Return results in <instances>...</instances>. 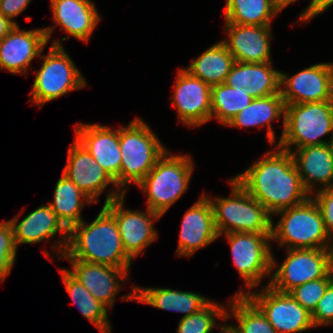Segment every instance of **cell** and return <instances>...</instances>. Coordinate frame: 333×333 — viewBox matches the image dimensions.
<instances>
[{
	"mask_svg": "<svg viewBox=\"0 0 333 333\" xmlns=\"http://www.w3.org/2000/svg\"><path fill=\"white\" fill-rule=\"evenodd\" d=\"M60 273L66 291L69 293L73 302L77 305L84 317L94 324L101 333H111L107 308L96 300L94 296L68 272L67 269L60 270Z\"/></svg>",
	"mask_w": 333,
	"mask_h": 333,
	"instance_id": "cell-29",
	"label": "cell"
},
{
	"mask_svg": "<svg viewBox=\"0 0 333 333\" xmlns=\"http://www.w3.org/2000/svg\"><path fill=\"white\" fill-rule=\"evenodd\" d=\"M280 94L285 105L331 100V63L312 65L292 77L280 72Z\"/></svg>",
	"mask_w": 333,
	"mask_h": 333,
	"instance_id": "cell-14",
	"label": "cell"
},
{
	"mask_svg": "<svg viewBox=\"0 0 333 333\" xmlns=\"http://www.w3.org/2000/svg\"><path fill=\"white\" fill-rule=\"evenodd\" d=\"M225 235L238 273L245 279L248 289L257 287L277 266L268 243L271 234L231 232Z\"/></svg>",
	"mask_w": 333,
	"mask_h": 333,
	"instance_id": "cell-10",
	"label": "cell"
},
{
	"mask_svg": "<svg viewBox=\"0 0 333 333\" xmlns=\"http://www.w3.org/2000/svg\"><path fill=\"white\" fill-rule=\"evenodd\" d=\"M271 26L226 23L229 39L222 40L236 62L265 63L270 60Z\"/></svg>",
	"mask_w": 333,
	"mask_h": 333,
	"instance_id": "cell-20",
	"label": "cell"
},
{
	"mask_svg": "<svg viewBox=\"0 0 333 333\" xmlns=\"http://www.w3.org/2000/svg\"><path fill=\"white\" fill-rule=\"evenodd\" d=\"M229 182L232 184V197H216L213 201L210 199L219 236L223 232L271 234L272 218L268 210L235 178Z\"/></svg>",
	"mask_w": 333,
	"mask_h": 333,
	"instance_id": "cell-3",
	"label": "cell"
},
{
	"mask_svg": "<svg viewBox=\"0 0 333 333\" xmlns=\"http://www.w3.org/2000/svg\"><path fill=\"white\" fill-rule=\"evenodd\" d=\"M31 0H1L0 13L14 25H18L12 18L24 11Z\"/></svg>",
	"mask_w": 333,
	"mask_h": 333,
	"instance_id": "cell-38",
	"label": "cell"
},
{
	"mask_svg": "<svg viewBox=\"0 0 333 333\" xmlns=\"http://www.w3.org/2000/svg\"><path fill=\"white\" fill-rule=\"evenodd\" d=\"M330 133L329 141L319 140ZM333 139V101L285 105L284 127L278 147L291 152L306 146L331 143Z\"/></svg>",
	"mask_w": 333,
	"mask_h": 333,
	"instance_id": "cell-5",
	"label": "cell"
},
{
	"mask_svg": "<svg viewBox=\"0 0 333 333\" xmlns=\"http://www.w3.org/2000/svg\"><path fill=\"white\" fill-rule=\"evenodd\" d=\"M235 179L272 215L307 201V191L288 150L276 147ZM272 153V154H271ZM271 154V155H270Z\"/></svg>",
	"mask_w": 333,
	"mask_h": 333,
	"instance_id": "cell-1",
	"label": "cell"
},
{
	"mask_svg": "<svg viewBox=\"0 0 333 333\" xmlns=\"http://www.w3.org/2000/svg\"><path fill=\"white\" fill-rule=\"evenodd\" d=\"M331 100L333 101V64H331Z\"/></svg>",
	"mask_w": 333,
	"mask_h": 333,
	"instance_id": "cell-43",
	"label": "cell"
},
{
	"mask_svg": "<svg viewBox=\"0 0 333 333\" xmlns=\"http://www.w3.org/2000/svg\"><path fill=\"white\" fill-rule=\"evenodd\" d=\"M246 295L265 315L277 333H299L314 327L311 313L303 308L290 293L263 287L261 293L238 291Z\"/></svg>",
	"mask_w": 333,
	"mask_h": 333,
	"instance_id": "cell-12",
	"label": "cell"
},
{
	"mask_svg": "<svg viewBox=\"0 0 333 333\" xmlns=\"http://www.w3.org/2000/svg\"><path fill=\"white\" fill-rule=\"evenodd\" d=\"M226 23L238 25L271 26L272 18L279 12L273 0H226Z\"/></svg>",
	"mask_w": 333,
	"mask_h": 333,
	"instance_id": "cell-30",
	"label": "cell"
},
{
	"mask_svg": "<svg viewBox=\"0 0 333 333\" xmlns=\"http://www.w3.org/2000/svg\"><path fill=\"white\" fill-rule=\"evenodd\" d=\"M119 143L122 155L120 190L126 193L123 191L125 183L138 185L167 149L140 118L119 128Z\"/></svg>",
	"mask_w": 333,
	"mask_h": 333,
	"instance_id": "cell-6",
	"label": "cell"
},
{
	"mask_svg": "<svg viewBox=\"0 0 333 333\" xmlns=\"http://www.w3.org/2000/svg\"><path fill=\"white\" fill-rule=\"evenodd\" d=\"M129 269L132 258L125 252L114 215L103 206L93 223L83 220L69 230L61 258Z\"/></svg>",
	"mask_w": 333,
	"mask_h": 333,
	"instance_id": "cell-2",
	"label": "cell"
},
{
	"mask_svg": "<svg viewBox=\"0 0 333 333\" xmlns=\"http://www.w3.org/2000/svg\"><path fill=\"white\" fill-rule=\"evenodd\" d=\"M296 0H273V4L278 12L284 9L287 5L295 2Z\"/></svg>",
	"mask_w": 333,
	"mask_h": 333,
	"instance_id": "cell-41",
	"label": "cell"
},
{
	"mask_svg": "<svg viewBox=\"0 0 333 333\" xmlns=\"http://www.w3.org/2000/svg\"><path fill=\"white\" fill-rule=\"evenodd\" d=\"M54 22L70 36L82 41L89 38L100 21V16L91 0H50Z\"/></svg>",
	"mask_w": 333,
	"mask_h": 333,
	"instance_id": "cell-23",
	"label": "cell"
},
{
	"mask_svg": "<svg viewBox=\"0 0 333 333\" xmlns=\"http://www.w3.org/2000/svg\"><path fill=\"white\" fill-rule=\"evenodd\" d=\"M219 237L210 198L205 194L185 213L177 248L178 256L192 255Z\"/></svg>",
	"mask_w": 333,
	"mask_h": 333,
	"instance_id": "cell-17",
	"label": "cell"
},
{
	"mask_svg": "<svg viewBox=\"0 0 333 333\" xmlns=\"http://www.w3.org/2000/svg\"><path fill=\"white\" fill-rule=\"evenodd\" d=\"M333 278H321L306 282L292 289L290 295L310 313L314 311Z\"/></svg>",
	"mask_w": 333,
	"mask_h": 333,
	"instance_id": "cell-34",
	"label": "cell"
},
{
	"mask_svg": "<svg viewBox=\"0 0 333 333\" xmlns=\"http://www.w3.org/2000/svg\"><path fill=\"white\" fill-rule=\"evenodd\" d=\"M333 5V0H311L308 7L300 15V20L307 21L316 15L324 12L327 8Z\"/></svg>",
	"mask_w": 333,
	"mask_h": 333,
	"instance_id": "cell-39",
	"label": "cell"
},
{
	"mask_svg": "<svg viewBox=\"0 0 333 333\" xmlns=\"http://www.w3.org/2000/svg\"><path fill=\"white\" fill-rule=\"evenodd\" d=\"M216 317L227 319V311L210 301L199 312L182 317L176 333H210L216 325Z\"/></svg>",
	"mask_w": 333,
	"mask_h": 333,
	"instance_id": "cell-33",
	"label": "cell"
},
{
	"mask_svg": "<svg viewBox=\"0 0 333 333\" xmlns=\"http://www.w3.org/2000/svg\"><path fill=\"white\" fill-rule=\"evenodd\" d=\"M271 62H234L225 84L241 90L253 98L280 93V71L273 69Z\"/></svg>",
	"mask_w": 333,
	"mask_h": 333,
	"instance_id": "cell-22",
	"label": "cell"
},
{
	"mask_svg": "<svg viewBox=\"0 0 333 333\" xmlns=\"http://www.w3.org/2000/svg\"><path fill=\"white\" fill-rule=\"evenodd\" d=\"M18 219L19 217H14L10 220L16 246L22 243H38L42 240L53 238L57 232H60L61 235L67 237L61 240L62 243L58 241L59 244L55 246V250L58 249V253L60 251L62 254L65 252L69 239V230L58 219L57 214L51 209L49 203L30 212L19 223Z\"/></svg>",
	"mask_w": 333,
	"mask_h": 333,
	"instance_id": "cell-21",
	"label": "cell"
},
{
	"mask_svg": "<svg viewBox=\"0 0 333 333\" xmlns=\"http://www.w3.org/2000/svg\"><path fill=\"white\" fill-rule=\"evenodd\" d=\"M280 221L271 226V240L288 249H332L327 245L332 239L326 230L320 209L312 196L305 202L277 211Z\"/></svg>",
	"mask_w": 333,
	"mask_h": 333,
	"instance_id": "cell-4",
	"label": "cell"
},
{
	"mask_svg": "<svg viewBox=\"0 0 333 333\" xmlns=\"http://www.w3.org/2000/svg\"><path fill=\"white\" fill-rule=\"evenodd\" d=\"M300 178L307 191L319 182L322 188L333 185V147L331 143L306 146L291 151Z\"/></svg>",
	"mask_w": 333,
	"mask_h": 333,
	"instance_id": "cell-24",
	"label": "cell"
},
{
	"mask_svg": "<svg viewBox=\"0 0 333 333\" xmlns=\"http://www.w3.org/2000/svg\"><path fill=\"white\" fill-rule=\"evenodd\" d=\"M72 270L68 272L77 279L105 307L112 308L115 296L121 290L118 280L127 279L129 269L69 259Z\"/></svg>",
	"mask_w": 333,
	"mask_h": 333,
	"instance_id": "cell-19",
	"label": "cell"
},
{
	"mask_svg": "<svg viewBox=\"0 0 333 333\" xmlns=\"http://www.w3.org/2000/svg\"><path fill=\"white\" fill-rule=\"evenodd\" d=\"M312 198L317 203L326 230L333 240V185L319 189L317 195L315 194Z\"/></svg>",
	"mask_w": 333,
	"mask_h": 333,
	"instance_id": "cell-37",
	"label": "cell"
},
{
	"mask_svg": "<svg viewBox=\"0 0 333 333\" xmlns=\"http://www.w3.org/2000/svg\"><path fill=\"white\" fill-rule=\"evenodd\" d=\"M62 174L93 202H98L97 197L109 183L116 185L111 176L76 139L68 149L67 164Z\"/></svg>",
	"mask_w": 333,
	"mask_h": 333,
	"instance_id": "cell-18",
	"label": "cell"
},
{
	"mask_svg": "<svg viewBox=\"0 0 333 333\" xmlns=\"http://www.w3.org/2000/svg\"><path fill=\"white\" fill-rule=\"evenodd\" d=\"M15 25L0 13V41L9 33Z\"/></svg>",
	"mask_w": 333,
	"mask_h": 333,
	"instance_id": "cell-40",
	"label": "cell"
},
{
	"mask_svg": "<svg viewBox=\"0 0 333 333\" xmlns=\"http://www.w3.org/2000/svg\"><path fill=\"white\" fill-rule=\"evenodd\" d=\"M235 60L226 45L220 41L192 61L186 71L210 86L225 83Z\"/></svg>",
	"mask_w": 333,
	"mask_h": 333,
	"instance_id": "cell-27",
	"label": "cell"
},
{
	"mask_svg": "<svg viewBox=\"0 0 333 333\" xmlns=\"http://www.w3.org/2000/svg\"><path fill=\"white\" fill-rule=\"evenodd\" d=\"M173 93V105L179 120L188 126H200L211 120V86L179 68Z\"/></svg>",
	"mask_w": 333,
	"mask_h": 333,
	"instance_id": "cell-15",
	"label": "cell"
},
{
	"mask_svg": "<svg viewBox=\"0 0 333 333\" xmlns=\"http://www.w3.org/2000/svg\"><path fill=\"white\" fill-rule=\"evenodd\" d=\"M54 27L21 31L15 25L0 41V68L25 74L33 58L40 56Z\"/></svg>",
	"mask_w": 333,
	"mask_h": 333,
	"instance_id": "cell-13",
	"label": "cell"
},
{
	"mask_svg": "<svg viewBox=\"0 0 333 333\" xmlns=\"http://www.w3.org/2000/svg\"><path fill=\"white\" fill-rule=\"evenodd\" d=\"M75 139L92 155L97 163L115 181L120 189L122 155L119 143V128L99 124H77Z\"/></svg>",
	"mask_w": 333,
	"mask_h": 333,
	"instance_id": "cell-16",
	"label": "cell"
},
{
	"mask_svg": "<svg viewBox=\"0 0 333 333\" xmlns=\"http://www.w3.org/2000/svg\"><path fill=\"white\" fill-rule=\"evenodd\" d=\"M168 150L138 184L148 194L147 208L163 215L186 191L193 171L187 155H171Z\"/></svg>",
	"mask_w": 333,
	"mask_h": 333,
	"instance_id": "cell-7",
	"label": "cell"
},
{
	"mask_svg": "<svg viewBox=\"0 0 333 333\" xmlns=\"http://www.w3.org/2000/svg\"><path fill=\"white\" fill-rule=\"evenodd\" d=\"M252 100L253 97L249 94L233 89L225 83L211 86V119L215 117L226 125Z\"/></svg>",
	"mask_w": 333,
	"mask_h": 333,
	"instance_id": "cell-32",
	"label": "cell"
},
{
	"mask_svg": "<svg viewBox=\"0 0 333 333\" xmlns=\"http://www.w3.org/2000/svg\"><path fill=\"white\" fill-rule=\"evenodd\" d=\"M314 327L333 322V281L328 285L323 297L311 313Z\"/></svg>",
	"mask_w": 333,
	"mask_h": 333,
	"instance_id": "cell-36",
	"label": "cell"
},
{
	"mask_svg": "<svg viewBox=\"0 0 333 333\" xmlns=\"http://www.w3.org/2000/svg\"><path fill=\"white\" fill-rule=\"evenodd\" d=\"M221 332L220 333H233V331L228 326H219Z\"/></svg>",
	"mask_w": 333,
	"mask_h": 333,
	"instance_id": "cell-42",
	"label": "cell"
},
{
	"mask_svg": "<svg viewBox=\"0 0 333 333\" xmlns=\"http://www.w3.org/2000/svg\"><path fill=\"white\" fill-rule=\"evenodd\" d=\"M285 115V103L281 94L269 95L261 98H253L251 103L242 111L235 115L226 124L233 127H251L268 125L267 137L268 141L273 145L275 142V133L273 131L271 121Z\"/></svg>",
	"mask_w": 333,
	"mask_h": 333,
	"instance_id": "cell-26",
	"label": "cell"
},
{
	"mask_svg": "<svg viewBox=\"0 0 333 333\" xmlns=\"http://www.w3.org/2000/svg\"><path fill=\"white\" fill-rule=\"evenodd\" d=\"M288 255L268 283L289 293L295 287L321 278H333L332 249H289Z\"/></svg>",
	"mask_w": 333,
	"mask_h": 333,
	"instance_id": "cell-9",
	"label": "cell"
},
{
	"mask_svg": "<svg viewBox=\"0 0 333 333\" xmlns=\"http://www.w3.org/2000/svg\"><path fill=\"white\" fill-rule=\"evenodd\" d=\"M333 243V242H332ZM332 247V263H333V244L330 245Z\"/></svg>",
	"mask_w": 333,
	"mask_h": 333,
	"instance_id": "cell-44",
	"label": "cell"
},
{
	"mask_svg": "<svg viewBox=\"0 0 333 333\" xmlns=\"http://www.w3.org/2000/svg\"><path fill=\"white\" fill-rule=\"evenodd\" d=\"M125 195L117 188V191L107 194L104 206L114 215L124 250L133 259L156 240L153 221L162 215L148 208L147 213L124 209Z\"/></svg>",
	"mask_w": 333,
	"mask_h": 333,
	"instance_id": "cell-11",
	"label": "cell"
},
{
	"mask_svg": "<svg viewBox=\"0 0 333 333\" xmlns=\"http://www.w3.org/2000/svg\"><path fill=\"white\" fill-rule=\"evenodd\" d=\"M135 300L149 304L162 310L185 313L183 317L195 314L203 309L211 300L199 294L169 288H139L133 287L132 293L122 297V300Z\"/></svg>",
	"mask_w": 333,
	"mask_h": 333,
	"instance_id": "cell-25",
	"label": "cell"
},
{
	"mask_svg": "<svg viewBox=\"0 0 333 333\" xmlns=\"http://www.w3.org/2000/svg\"><path fill=\"white\" fill-rule=\"evenodd\" d=\"M16 252L17 246L10 220L0 222V281L10 273L16 260Z\"/></svg>",
	"mask_w": 333,
	"mask_h": 333,
	"instance_id": "cell-35",
	"label": "cell"
},
{
	"mask_svg": "<svg viewBox=\"0 0 333 333\" xmlns=\"http://www.w3.org/2000/svg\"><path fill=\"white\" fill-rule=\"evenodd\" d=\"M60 44L54 40L48 54L39 57L44 62L39 71H34L36 78L30 94L33 104L41 106L69 91L86 87L84 77Z\"/></svg>",
	"mask_w": 333,
	"mask_h": 333,
	"instance_id": "cell-8",
	"label": "cell"
},
{
	"mask_svg": "<svg viewBox=\"0 0 333 333\" xmlns=\"http://www.w3.org/2000/svg\"><path fill=\"white\" fill-rule=\"evenodd\" d=\"M233 297L228 306L232 309V315L227 311V319L235 316L239 324L228 325L233 333H277L262 311L246 295L236 294Z\"/></svg>",
	"mask_w": 333,
	"mask_h": 333,
	"instance_id": "cell-31",
	"label": "cell"
},
{
	"mask_svg": "<svg viewBox=\"0 0 333 333\" xmlns=\"http://www.w3.org/2000/svg\"><path fill=\"white\" fill-rule=\"evenodd\" d=\"M84 202L93 203L70 179L62 174L55 186L54 202L49 205L68 230L83 220L80 212Z\"/></svg>",
	"mask_w": 333,
	"mask_h": 333,
	"instance_id": "cell-28",
	"label": "cell"
}]
</instances>
